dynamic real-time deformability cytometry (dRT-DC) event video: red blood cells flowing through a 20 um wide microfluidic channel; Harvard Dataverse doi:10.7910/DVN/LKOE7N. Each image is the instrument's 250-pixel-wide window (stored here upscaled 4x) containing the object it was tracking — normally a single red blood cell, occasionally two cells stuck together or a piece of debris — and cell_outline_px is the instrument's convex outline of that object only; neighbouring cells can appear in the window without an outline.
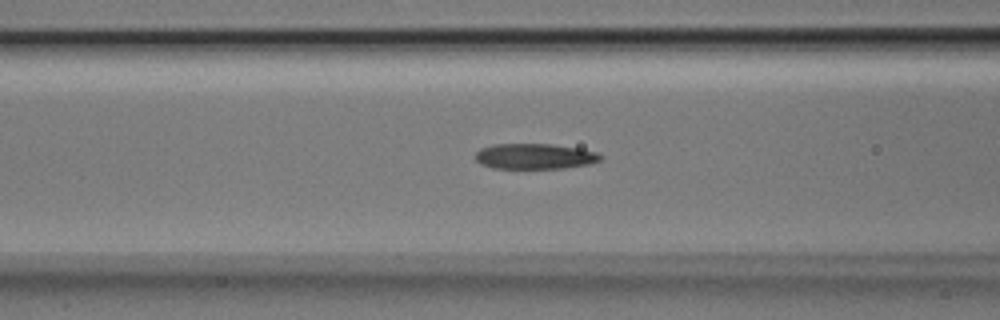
{"species": "Egyptian fruit bat (a non-hibernating species)", "species_latin": "Rousettus aegyptiacus", "temperature_condition": "room temperature", "stored_images_in_passage": 50, "camera_frame_rate_fps": 3000, "um_per_image_px": 0.085, "animal": {"sex": "male"}, "frame": {"image": 1, "passage_image": 20, "time_ms": 6.333, "image_size_px": [1000, 320], "cell_outline_px": [[604, 156], [600, 160], [588, 164], [564, 168], [492, 168], [480, 164], [476, 160], [476, 152], [480, 148], [492, 144], [552, 144], [580, 148], [596, 152]], "centroid_in_image_um": [45.44, 13.28], "position_along_channel_um": 121.2, "area_um2": 18.67}}
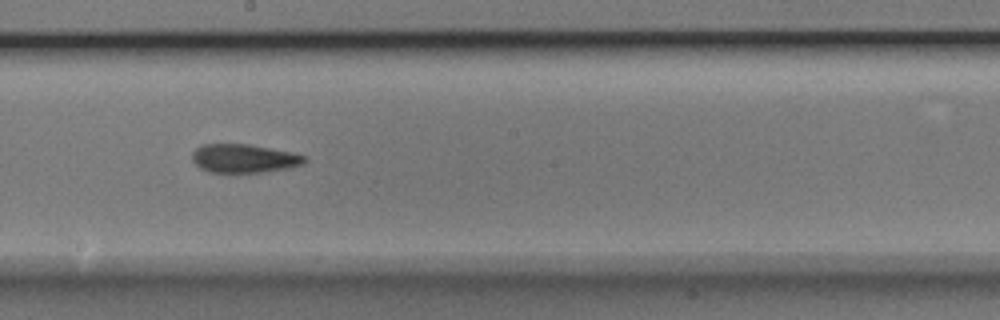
{"frame": {"image": 2, "passage_image": 28, "time_ms": 9.0, "image_size_px": [1000, 320], "cell_outline_px": [[308, 160], [304, 164], [288, 168], [260, 172], [208, 172], [200, 168], [192, 160], [192, 152], [200, 144], [248, 144], [292, 152], [308, 156]], "centroid_in_image_um": [20.75, 13.46], "position_along_channel_um": 227.4, "area_um2": 18.84}}
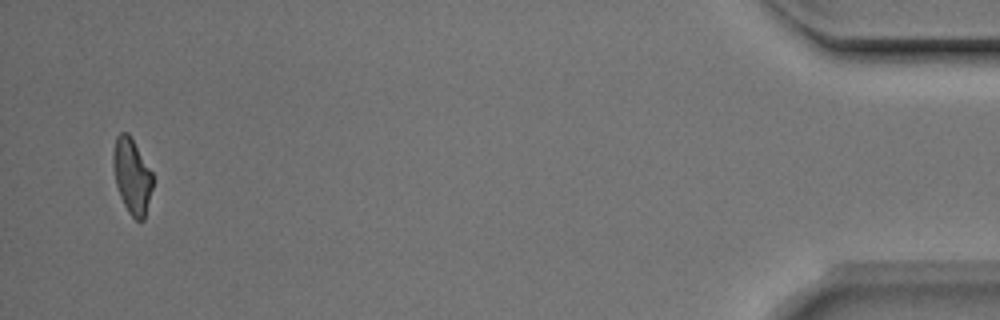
{"frame": {"image": 3, "passage_image": 49, "time_ms": 16.0, "image_size_px": [1000, 320], "cell_outline_px": [[152, 188], [144, 220], [136, 220], [128, 212], [120, 196], [116, 184], [112, 164], [112, 152], [116, 136], [120, 132], [128, 132], [152, 172]], "centroid_in_image_um": [11.19, 14.94], "position_along_channel_um": 424.0, "area_um2": 17.28}, "authors_computed_cell_mechanics": {"area_um2": 18.7272, "velocity_mm_per_s": 3.9897, "shape_relaxation_time_tau1_ms": 4.4023, "shape_relaxation_time_tau2_ms": 3.2142, "deformation_change_tau1": 0.1489, "deformation_change_tau2": 0.1235}}